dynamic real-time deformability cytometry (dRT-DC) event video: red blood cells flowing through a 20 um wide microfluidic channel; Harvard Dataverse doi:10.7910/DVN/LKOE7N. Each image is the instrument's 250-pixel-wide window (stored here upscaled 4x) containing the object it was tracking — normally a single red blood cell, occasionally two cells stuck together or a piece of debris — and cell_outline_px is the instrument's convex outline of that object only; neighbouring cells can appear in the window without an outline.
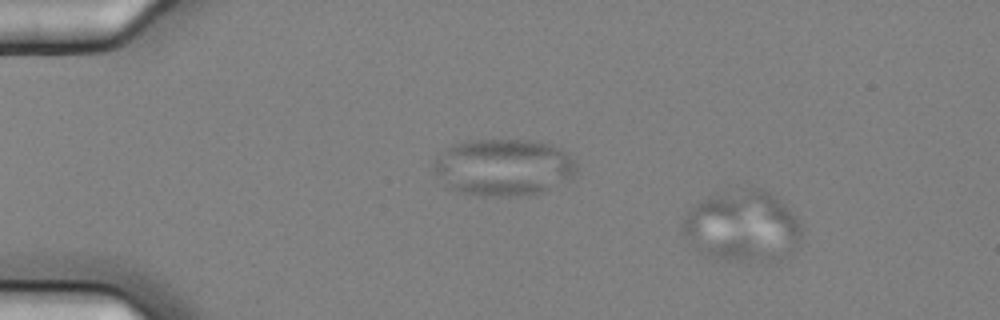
{"species": "common noctule bat (a hibernating species)", "species_latin": "Nyctalus noctula", "temperature_condition": "cold", "stored_images_in_passage": 51, "camera_frame_rate_fps": 3000, "um_per_image_px": 0.085, "animal": {"sex": "female", "body_mass_g": 25.1}, "frame": {"image": 1, "passage_image": 1, "time_ms": 0.0, "image_size_px": [1000, 320], "cell_outline_px": [[800, 240], [792, 256], [768, 260], [716, 260], [700, 252], [684, 236], [680, 228], [688, 212], [696, 204], [708, 196], [716, 192], [740, 188], [764, 188], [776, 196], [788, 208], [800, 224]], "centroid_in_image_um": [63.11, 19.22], "position_along_channel_um": 21.9, "area_um2": 49.53}}
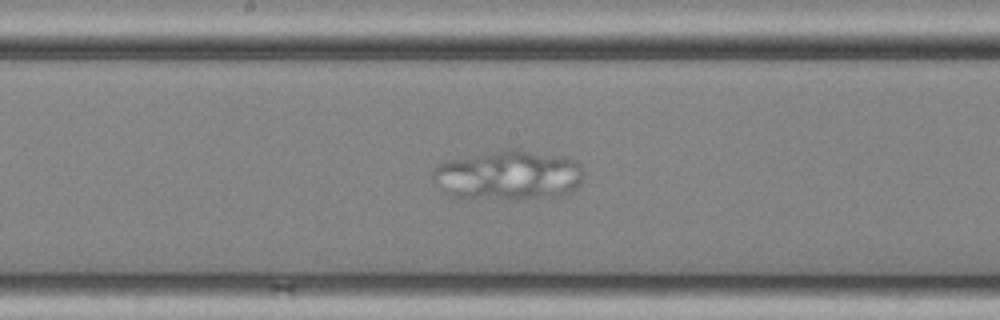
{"frame": {"image": 2, "passage_image": 25, "time_ms": 8.0, "image_size_px": [1000, 320], "cell_outline_px": [[584, 176], [580, 184], [572, 192], [564, 196], [520, 200], [508, 200], [452, 196], [432, 176], [432, 172], [440, 164], [452, 160], [508, 148], [520, 148], [560, 156], [576, 160], [580, 164], [584, 172]], "centroid_in_image_um": [43.36, 14.91], "position_along_channel_um": 204.8, "area_um2": 43.93}}
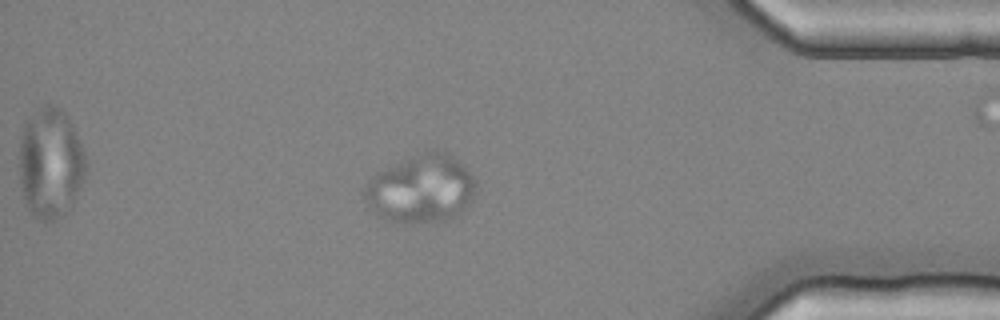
{"frame": {"image": 3, "passage_image": 44, "time_ms": 14.333, "image_size_px": [1000, 320], "cell_outline_px": [[476, 192], [472, 200], [456, 216], [444, 220], [388, 220], [380, 216], [364, 200], [364, 188], [376, 172], [432, 148], [444, 148], [476, 180]], "centroid_in_image_um": [35.82, 15.99], "position_along_channel_um": 399.4, "area_um2": 43.18}}